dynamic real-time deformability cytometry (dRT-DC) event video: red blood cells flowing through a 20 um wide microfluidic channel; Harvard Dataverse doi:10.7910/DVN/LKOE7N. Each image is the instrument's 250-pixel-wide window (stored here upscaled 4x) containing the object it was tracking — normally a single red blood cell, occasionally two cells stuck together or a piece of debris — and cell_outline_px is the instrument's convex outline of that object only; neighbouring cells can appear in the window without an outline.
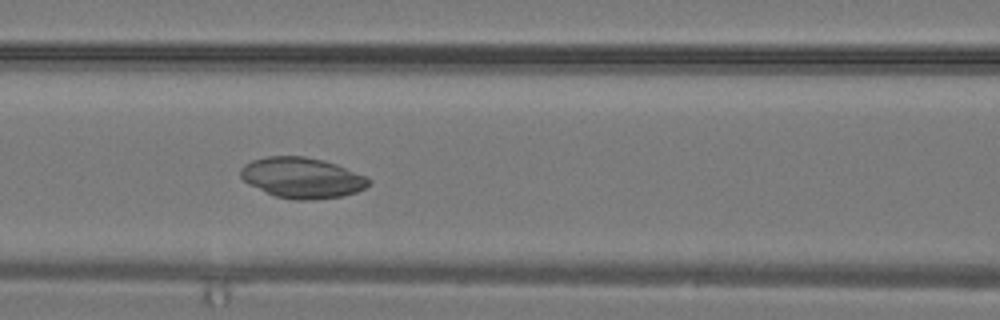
{"species": "common noctule bat (a hibernating species)", "species_latin": "Nyctalus noctula", "temperature_condition": "warm", "stored_images_in_passage": 10, "camera_frame_rate_fps": 3000, "um_per_image_px": 0.085, "animal": {"sex": "male", "body_mass_g": 19.2, "forearm_length_mm": 51.8}, "frame": {"image": 1, "passage_image": 9, "time_ms": 2.667, "image_size_px": [1000, 320], "cell_outline_px": [[372, 180], [364, 188], [356, 192], [340, 196], [312, 200], [292, 200], [276, 196], [264, 192], [248, 184], [240, 176], [240, 168], [244, 164], [252, 160], [268, 156], [304, 156], [336, 164], [364, 176]], "centroid_in_image_um": [25.62, 15.12], "position_along_channel_um": 141.0, "area_um2": 30.17}}